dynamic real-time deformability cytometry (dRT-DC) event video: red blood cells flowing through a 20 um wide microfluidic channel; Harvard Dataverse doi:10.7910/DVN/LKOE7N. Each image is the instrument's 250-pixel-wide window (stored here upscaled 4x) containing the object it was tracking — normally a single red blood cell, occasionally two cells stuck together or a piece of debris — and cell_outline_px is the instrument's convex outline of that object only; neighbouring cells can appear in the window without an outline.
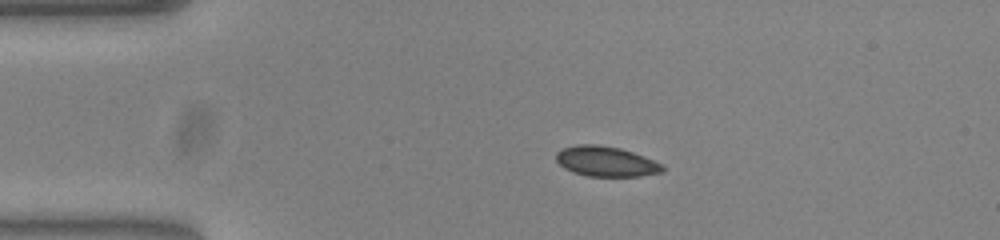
{"species": "common noctule bat (a hibernating species)", "species_latin": "Nyctalus noctula", "temperature_condition": "warm", "stored_images_in_passage": 46, "camera_frame_rate_fps": 3000, "um_per_image_px": 0.085, "animal": {"sex": "female", "body_mass_g": 23.0, "forearm_length_mm": 53.4}, "frame": {"image": 1, "passage_image": 10, "time_ms": 3.0, "image_size_px": [1000, 240], "cell_outline_px": [[664, 168], [660, 172], [640, 176], [588, 176], [572, 172], [564, 168], [556, 160], [556, 152], [564, 148], [576, 144], [596, 144], [620, 148], [644, 156], [664, 164]], "centroid_in_image_um": [51.5, 13.72], "position_along_channel_um": 33.5, "area_um2": 18.67}}
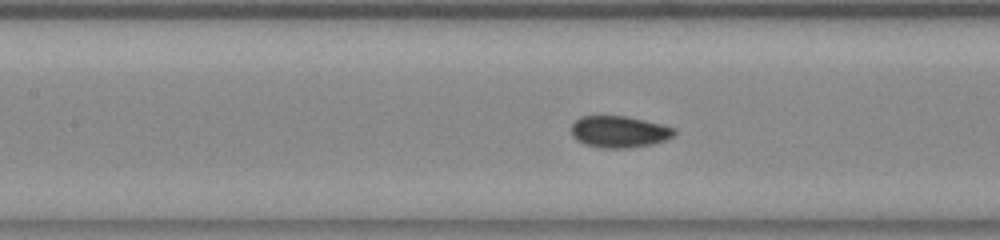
{"frame": {"image": 2, "passage_image": 23, "time_ms": 7.333, "image_size_px": [1000, 240], "cell_outline_px": [[676, 132], [672, 136], [664, 140], [652, 144], [632, 148], [604, 148], [584, 144], [576, 140], [572, 136], [572, 124], [580, 116], [624, 116], [644, 120], [676, 128]], "centroid_in_image_um": [52.62, 11.2], "position_along_channel_um": 154.8, "area_um2": 18.96}}
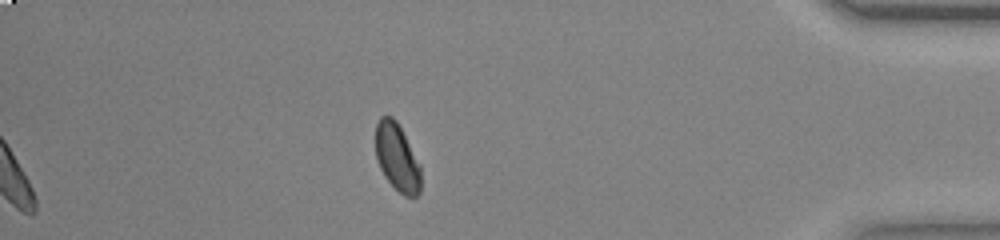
{"frame": {"image": 3, "passage_image": 46, "time_ms": 15.0, "image_size_px": [1000, 240], "cell_outline_px": [[420, 192], [416, 196], [404, 196], [384, 176], [380, 168], [376, 156], [376, 124], [380, 116], [392, 116], [396, 120], [420, 164]], "centroid_in_image_um": [33.75, 13.37], "position_along_channel_um": 401.5, "area_um2": 17.57}, "authors_computed_cell_mechanics": {"area_um2": 18.496, "velocity_mm_per_s": 3.7835, "shape_relaxation_time_tau1_ms": 2.9496, "shape_relaxation_time_tau2_ms": null, "deformation_change_tau1": 0.0823, "deformation_change_tau2": null}}